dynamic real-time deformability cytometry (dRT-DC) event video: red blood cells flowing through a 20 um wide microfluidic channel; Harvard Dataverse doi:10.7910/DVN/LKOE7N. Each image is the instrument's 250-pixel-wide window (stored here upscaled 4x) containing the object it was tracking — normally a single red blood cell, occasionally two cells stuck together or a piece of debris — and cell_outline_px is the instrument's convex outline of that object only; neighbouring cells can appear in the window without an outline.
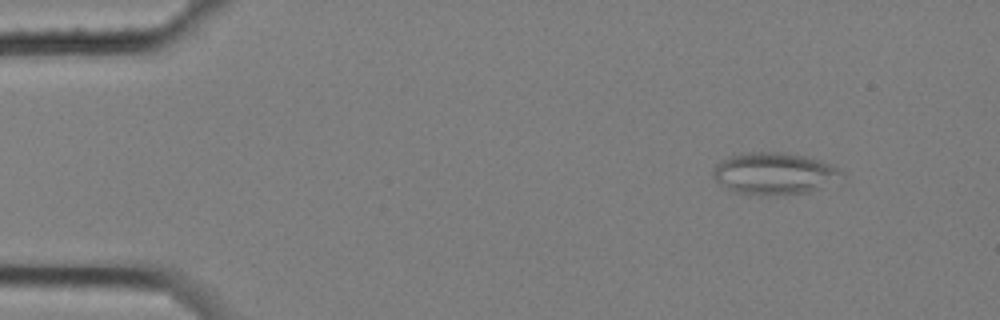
{"species": "common noctule bat (a hibernating species)", "species_latin": "Nyctalus noctula", "temperature_condition": "cold", "stored_images_in_passage": 3, "camera_frame_rate_fps": 3000, "um_per_image_px": 0.085, "animal": {"sex": "female", "body_mass_g": 25.1}, "frame": {"image": 1, "passage_image": 1, "time_ms": 0.0, "image_size_px": [1000, 320], "cell_outline_px": [[844, 176], [820, 188], [808, 192], [760, 196], [732, 192], [716, 180], [712, 176], [712, 172], [716, 164], [728, 156], [748, 152], [784, 152], [804, 156], [820, 160], [840, 168], [844, 172]], "centroid_in_image_um": [65.79, 14.75], "position_along_channel_um": 19.2, "area_um2": 31.56}}